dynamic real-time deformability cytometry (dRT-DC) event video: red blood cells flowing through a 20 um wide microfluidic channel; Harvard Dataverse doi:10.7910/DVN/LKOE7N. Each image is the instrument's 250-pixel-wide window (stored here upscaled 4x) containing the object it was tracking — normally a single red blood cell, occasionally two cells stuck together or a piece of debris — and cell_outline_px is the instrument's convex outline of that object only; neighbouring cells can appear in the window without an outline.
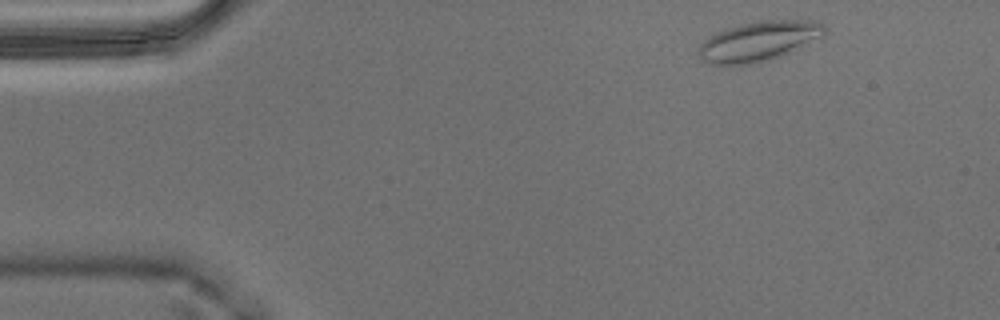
{"species": "Egyptian fruit bat (a non-hibernating species)", "species_latin": "Rousettus aegyptiacus", "temperature_condition": "warm", "stored_images_in_passage": 51, "camera_frame_rate_fps": 3000, "um_per_image_px": 0.085, "animal": {"sex": "male"}, "frame": {"image": 1, "passage_image": 2, "time_ms": 0.333, "image_size_px": [1000, 320], "cell_outline_px": [[828, 28], [824, 36], [800, 48], [780, 56], [768, 60], [748, 64], [720, 68], [708, 64], [700, 60], [696, 52], [700, 44], [704, 40], [728, 28], [740, 24], [756, 20], [812, 20], [824, 24]], "centroid_in_image_um": [64.47, 3.53], "position_along_channel_um": 20.5, "area_um2": 29.94}}
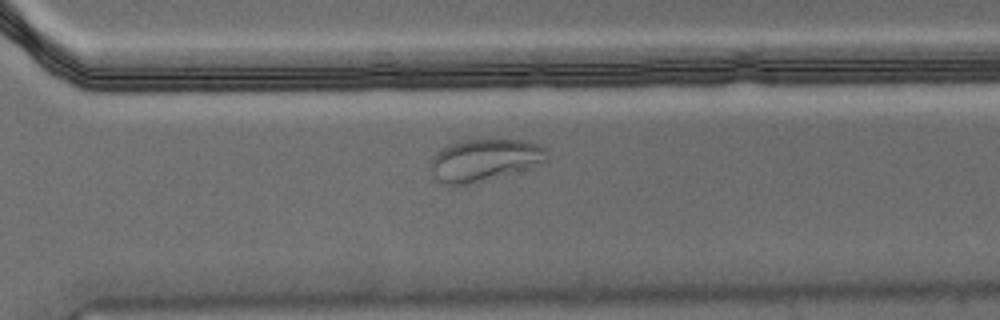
{"frame": {"image": 2, "passage_image": 35, "time_ms": 11.333, "image_size_px": [1000, 320], "cell_outline_px": [[548, 160], [528, 168], [472, 184], [452, 188], [436, 184], [428, 168], [428, 164], [432, 156], [440, 148], [464, 140], [528, 140], [540, 144], [548, 152]], "centroid_in_image_um": [41.07, 13.65], "position_along_channel_um": 329.5, "area_um2": 29.48}}
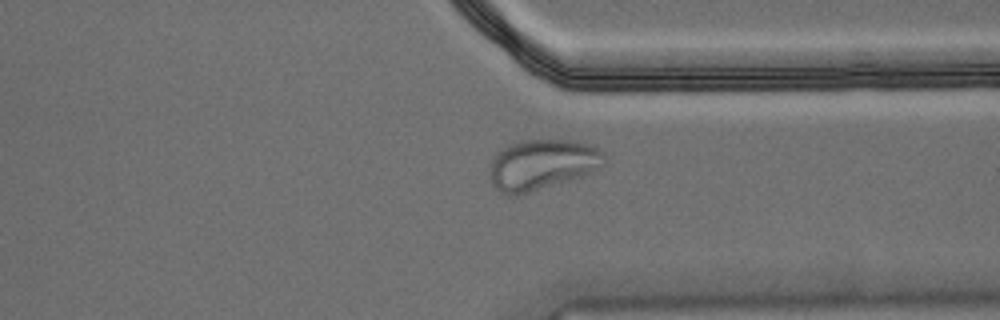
{"frame": {"image": 3, "passage_image": 38, "time_ms": 12.333, "image_size_px": [1000, 320], "cell_outline_px": [[608, 160], [604, 164], [580, 176], [516, 196], [508, 196], [500, 192], [492, 184], [492, 160], [496, 152], [508, 144], [520, 140], [572, 140], [588, 144], [604, 152]], "centroid_in_image_um": [46.06, 13.97], "position_along_channel_um": 365.3, "area_um2": 33.29}, "authors_computed_cell_mechanics": {"area_um2": 27.6862, "velocity_mm_per_s": 3.5801, "shape_relaxation_time_tau1_ms": null, "shape_relaxation_time_tau2_ms": 1.2086, "deformation_change_tau1": null, "deformation_change_tau2": 0.059}}